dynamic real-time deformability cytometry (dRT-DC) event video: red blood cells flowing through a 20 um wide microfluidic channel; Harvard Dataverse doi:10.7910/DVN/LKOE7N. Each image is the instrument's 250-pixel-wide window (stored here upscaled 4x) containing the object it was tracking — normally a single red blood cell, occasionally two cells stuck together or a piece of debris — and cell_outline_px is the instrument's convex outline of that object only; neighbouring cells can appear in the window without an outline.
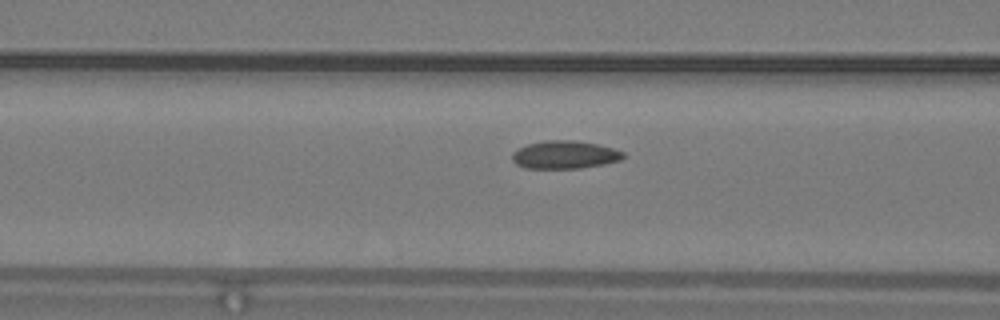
{"species": "common noctule bat (a hibernating species)", "species_latin": "Nyctalus noctula", "temperature_condition": "warm", "stored_images_in_passage": 14, "camera_frame_rate_fps": 3000, "um_per_image_px": 0.085, "animal": {"sex": "male", "body_mass_g": 19.2, "forearm_length_mm": 51.8}, "frame": {"image": 1, "passage_image": 12, "time_ms": 3.667, "image_size_px": [1000, 320], "cell_outline_px": [[624, 156], [620, 160], [604, 164], [580, 168], [524, 168], [516, 164], [512, 160], [512, 152], [528, 144], [548, 140], [572, 140], [596, 144], [612, 148], [624, 152]], "centroid_in_image_um": [47.98, 13.16], "position_along_channel_um": 118.6, "area_um2": 17.92}}